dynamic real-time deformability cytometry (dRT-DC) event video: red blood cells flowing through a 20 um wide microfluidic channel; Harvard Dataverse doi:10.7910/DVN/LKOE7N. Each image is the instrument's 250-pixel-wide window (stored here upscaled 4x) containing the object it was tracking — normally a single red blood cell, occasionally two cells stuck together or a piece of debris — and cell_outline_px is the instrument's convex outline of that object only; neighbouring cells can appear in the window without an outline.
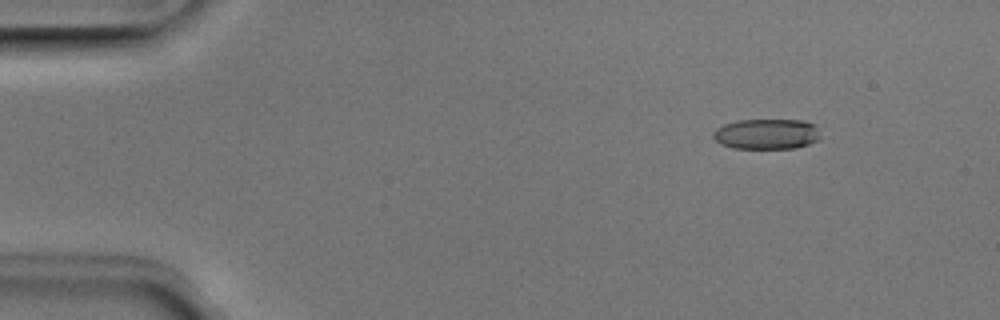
{"species": "Egyptian fruit bat (a non-hibernating species)", "species_latin": "Rousettus aegyptiacus", "temperature_condition": "room temperature", "stored_images_in_passage": 52, "camera_frame_rate_fps": 3000, "um_per_image_px": 0.085, "animal": {"sex": "male"}, "frame": {"image": 1, "passage_image": 7, "time_ms": 2.0, "image_size_px": [1000, 320], "cell_outline_px": [[820, 136], [816, 140], [808, 144], [796, 148], [732, 148], [720, 144], [712, 136], [712, 132], [716, 128], [724, 124], [736, 120], [804, 120], [816, 124]], "centroid_in_image_um": [65.14, 11.38], "position_along_channel_um": 19.9, "area_um2": 19.13}}
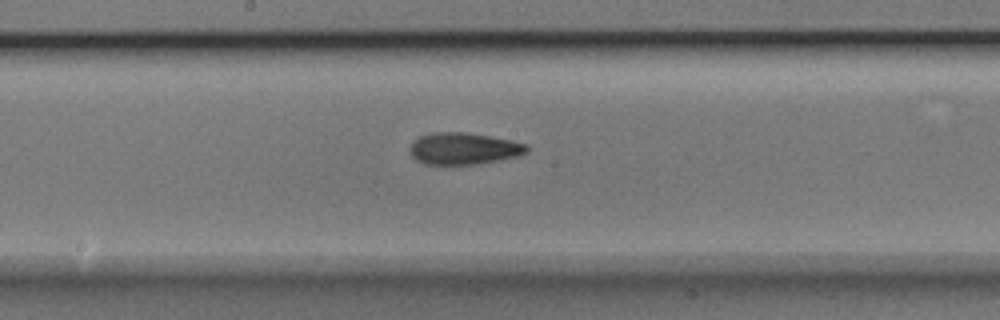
{"frame": {"image": 2, "passage_image": 28, "time_ms": 9.0, "image_size_px": [1000, 320], "cell_outline_px": [[528, 152], [516, 156], [476, 164], [424, 164], [416, 160], [412, 156], [408, 148], [412, 140], [420, 136], [432, 132], [464, 132], [512, 140], [528, 144]], "centroid_in_image_um": [39.37, 12.62], "position_along_channel_um": 208.8, "area_um2": 21.68}}
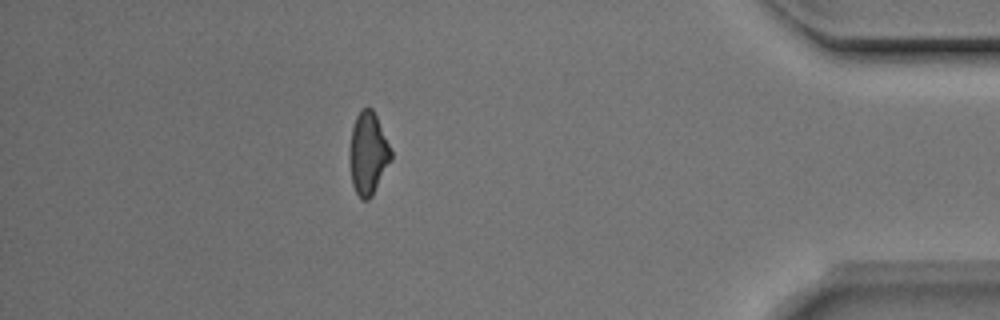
{"frame": {"image": 3, "passage_image": 46, "time_ms": 15.0, "image_size_px": [1000, 320], "cell_outline_px": [[392, 160], [372, 196], [368, 200], [360, 200], [352, 184], [348, 156], [348, 152], [352, 128], [356, 116], [360, 108], [372, 108], [376, 116], [392, 152]], "centroid_in_image_um": [31.27, 13.07], "position_along_channel_um": 403.9, "area_um2": 20.11}, "authors_computed_cell_mechanics": {"area_um2": 20.4323, "velocity_mm_per_s": 3.9807, "shape_relaxation_time_tau1_ms": 6.1292, "shape_relaxation_time_tau2_ms": 3.3943, "deformation_change_tau1": 0.1579, "deformation_change_tau2": 0.1277}}